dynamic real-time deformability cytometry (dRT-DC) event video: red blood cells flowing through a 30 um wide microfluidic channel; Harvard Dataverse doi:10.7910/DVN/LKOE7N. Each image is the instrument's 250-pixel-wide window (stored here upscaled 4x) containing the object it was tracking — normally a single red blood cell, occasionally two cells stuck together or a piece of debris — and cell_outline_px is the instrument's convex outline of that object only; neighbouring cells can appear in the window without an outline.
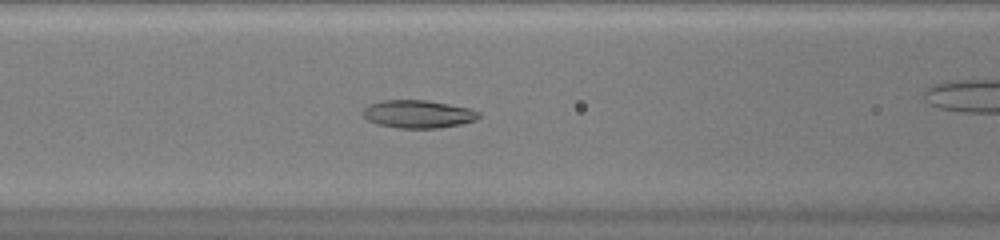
{"species": "common noctule bat (a hibernating species)", "species_latin": "Nyctalus noctula", "temperature_condition": "warm", "stored_images_in_passage": 53, "camera_frame_rate_fps": 3000, "um_per_image_px": 0.085, "animal": {"sex": "female", "body_mass_g": 20.0, "forearm_length_mm": 54.0}, "frame": {"image": 1, "passage_image": 23, "time_ms": 7.333, "image_size_px": [1000, 240], "cell_outline_px": [[480, 116], [476, 120], [460, 124], [440, 128], [396, 128], [380, 124], [368, 120], [364, 116], [364, 108], [368, 104], [380, 100], [424, 100], [472, 108], [480, 112]], "centroid_in_image_um": [35.56, 9.69], "position_along_channel_um": 131.0, "area_um2": 18.84}}
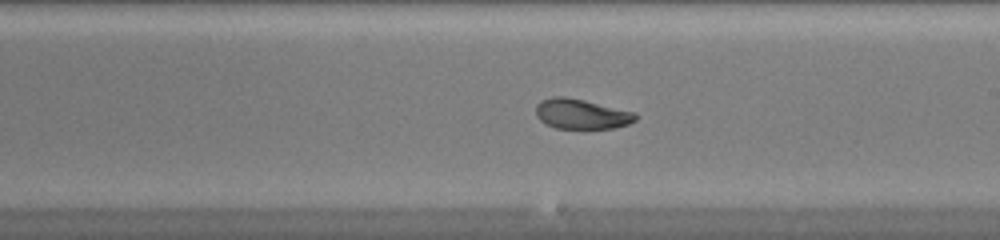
{"frame": {"image": 2, "passage_image": 31, "time_ms": 10.0, "image_size_px": [1000, 240], "cell_outline_px": [[636, 120], [628, 124], [612, 128], [556, 128], [544, 124], [536, 116], [536, 104], [540, 100], [552, 96], [564, 96], [584, 100], [636, 112]], "centroid_in_image_um": [49.38, 9.68], "position_along_channel_um": 239.6, "area_um2": 17.51}}
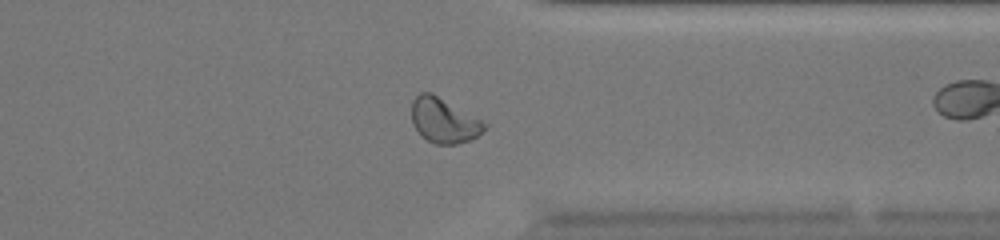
{"frame": {"image": 3, "passage_image": 41, "time_ms": 13.333, "image_size_px": [1000, 240], "cell_outline_px": [[488, 124], [472, 140], [456, 144], [436, 144], [428, 140], [412, 124], [412, 100], [420, 92], [432, 92]], "centroid_in_image_um": [37.71, 10.23], "position_along_channel_um": 373.7, "area_um2": 18.73}, "authors_computed_cell_mechanics": {"area_um2": 20.7502, "velocity_mm_per_s": 4.0743, "shape_relaxation_time_tau1_ms": null, "shape_relaxation_time_tau2_ms": 1.9141, "deformation_change_tau1": null, "deformation_change_tau2": 0.0671}}